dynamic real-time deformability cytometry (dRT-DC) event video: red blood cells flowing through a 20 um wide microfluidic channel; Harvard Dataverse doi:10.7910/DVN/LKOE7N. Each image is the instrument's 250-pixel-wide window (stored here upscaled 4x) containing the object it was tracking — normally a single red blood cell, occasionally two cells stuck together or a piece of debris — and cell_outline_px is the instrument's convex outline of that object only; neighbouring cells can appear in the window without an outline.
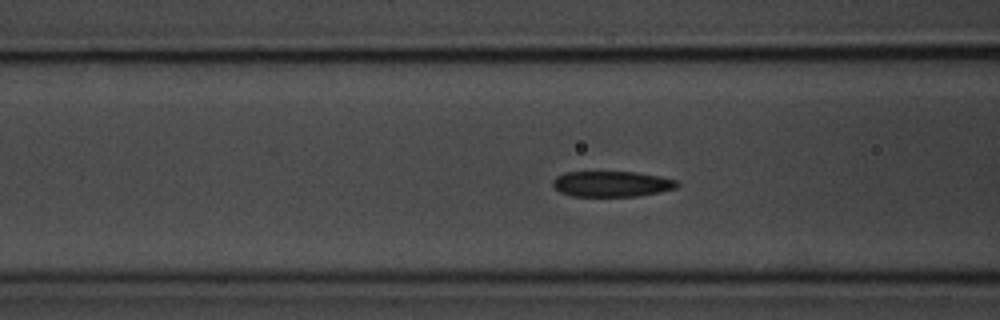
{"species": "common noctule bat (a hibernating species)", "species_latin": "Nyctalus noctula", "temperature_condition": "room temperature", "stored_images_in_passage": 48, "camera_frame_rate_fps": 3000, "um_per_image_px": 0.085, "animal": {"sex": "male", "body_mass_g": 20.1, "forearm_length_mm": 53.5}, "frame": {"image": 1, "passage_image": 11, "time_ms": 3.333, "image_size_px": [1000, 320], "cell_outline_px": [[680, 184], [676, 188], [660, 192], [636, 196], [572, 196], [560, 192], [552, 184], [552, 180], [556, 176], [564, 172], [636, 172], [660, 176], [680, 180]], "centroid_in_image_um": [52.03, 15.63], "position_along_channel_um": 114.6, "area_um2": 18.73}}
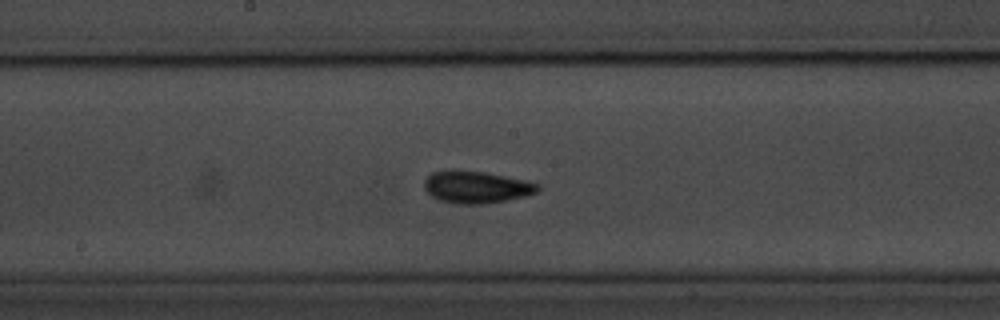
{"frame": {"image": 2, "passage_image": 19, "time_ms": 6.0, "image_size_px": [1000, 320], "cell_outline_px": [[540, 188], [536, 192], [524, 196], [484, 204], [456, 204], [440, 200], [432, 196], [424, 188], [424, 180], [432, 172], [484, 172], [504, 176], [536, 184]], "centroid_in_image_um": [40.45, 15.94], "position_along_channel_um": 207.8, "area_um2": 20.35}}
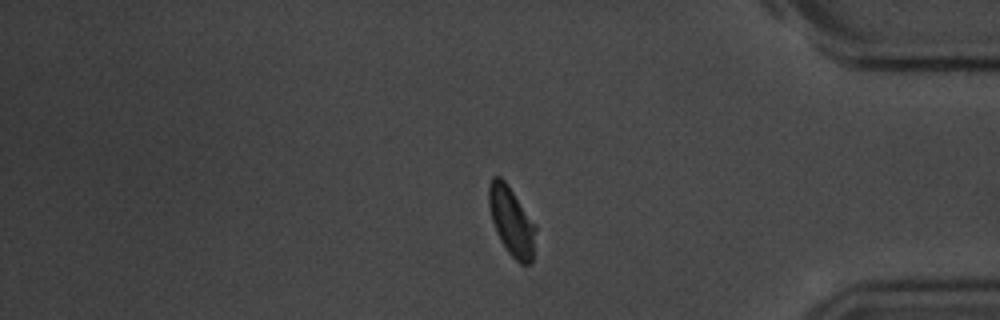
{"frame": {"image": 3, "passage_image": 37, "time_ms": 12.0, "image_size_px": [1000, 320], "cell_outline_px": [[536, 228], [532, 260], [528, 264], [520, 264], [508, 252], [500, 240], [496, 232], [492, 220], [488, 204], [488, 184], [492, 176], [500, 176], [508, 184], [536, 224]], "centroid_in_image_um": [43.47, 18.77], "position_along_channel_um": 391.7, "area_um2": 18.9}, "authors_computed_cell_mechanics": {"area_um2": 19.1318, "velocity_mm_per_s": 3.4852, "shape_relaxation_time_tau1_ms": 3.127, "shape_relaxation_time_tau2_ms": 3.0114, "deformation_change_tau1": 0.1148, "deformation_change_tau2": 0.0742}}